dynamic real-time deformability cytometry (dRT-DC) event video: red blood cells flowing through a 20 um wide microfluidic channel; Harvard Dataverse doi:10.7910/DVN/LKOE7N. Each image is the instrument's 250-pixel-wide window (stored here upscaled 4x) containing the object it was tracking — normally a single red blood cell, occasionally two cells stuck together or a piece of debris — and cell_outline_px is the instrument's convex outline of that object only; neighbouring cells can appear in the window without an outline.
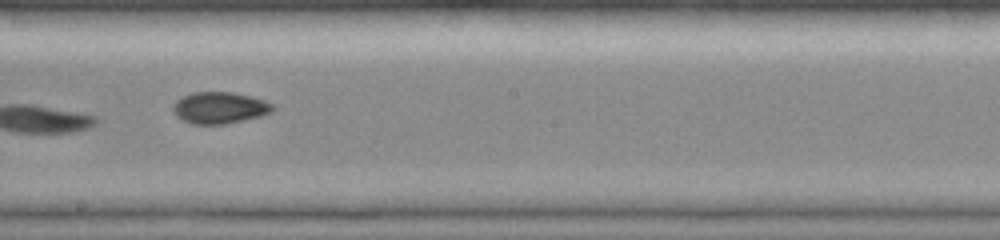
{"species": "common noctule bat (a hibernating species)", "species_latin": "Nyctalus noctula", "temperature_condition": "room temperature", "stored_images_in_passage": 14, "camera_frame_rate_fps": 3000, "um_per_image_px": 0.085, "animal": {"sex": "female", "body_mass_g": 19.0, "forearm_length_mm": 51.5}, "frame": {"image": 1, "passage_image": 8, "time_ms": 7.667, "image_size_px": [1000, 240], "cell_outline_px": [[276, 108], [272, 112], [260, 116], [228, 124], [192, 124], [176, 116], [172, 112], [172, 104], [176, 100], [192, 92], [232, 92], [252, 96], [264, 100], [272, 104]], "centroid_in_image_um": [18.66, 9.16], "position_along_channel_um": 229.5, "area_um2": 18.55}}
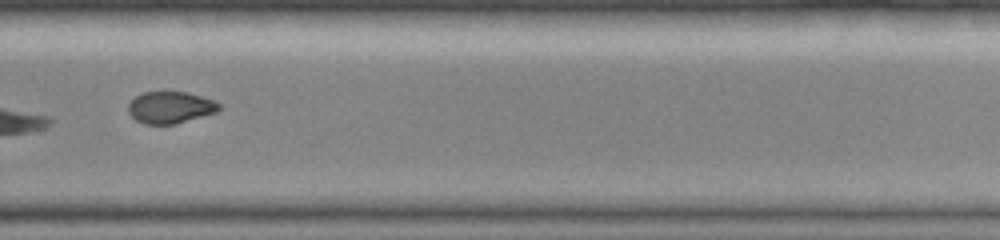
{"frame": {"image": 2, "passage_image": 10, "time_ms": 9.667, "image_size_px": [1000, 240], "cell_outline_px": [[224, 108], [216, 112], [176, 124], [144, 124], [136, 120], [128, 112], [128, 104], [136, 96], [144, 92], [164, 88], [188, 92], [212, 100], [220, 104]], "centroid_in_image_um": [14.47, 9.08], "position_along_channel_um": 315.3, "area_um2": 17.46}, "authors_computed_cell_mechanics": {"area_um2": 17.5134, "velocity_mm_per_s": 4.2273, "shape_relaxation_time_tau1_ms": 8.5721, "shape_relaxation_time_tau2_ms": 2.89, "deformation_change_tau1": 0.342, "deformation_change_tau2": 0.0598}}